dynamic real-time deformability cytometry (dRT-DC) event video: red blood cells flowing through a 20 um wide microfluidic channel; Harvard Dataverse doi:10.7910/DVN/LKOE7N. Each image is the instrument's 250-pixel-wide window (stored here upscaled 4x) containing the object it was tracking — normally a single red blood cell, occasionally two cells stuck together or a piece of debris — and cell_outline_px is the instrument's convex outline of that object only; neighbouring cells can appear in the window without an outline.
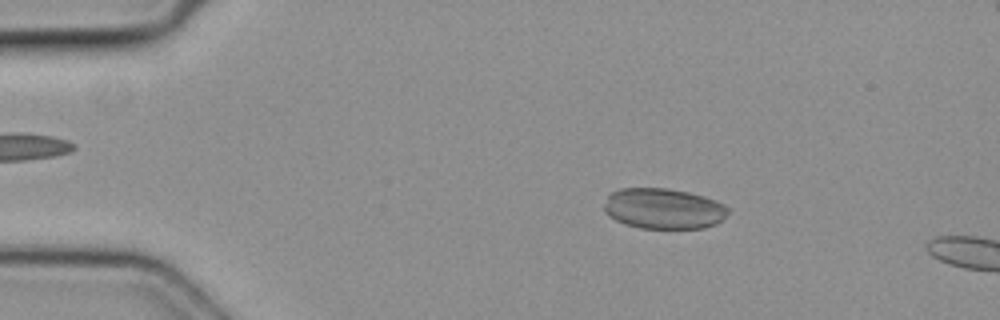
{"species": "common noctule bat (a hibernating species)", "species_latin": "Nyctalus noctula", "temperature_condition": "cold", "stored_images_in_passage": 5, "camera_frame_rate_fps": 3000, "um_per_image_px": 0.085, "animal": {"sex": "female", "body_mass_g": 19.3, "forearm_length_mm": 54.1}, "frame": {"image": 1, "passage_image": 3, "time_ms": 0.667, "image_size_px": [1000, 320], "cell_outline_px": [[728, 212], [716, 224], [704, 228], [640, 228], [624, 224], [608, 216], [604, 212], [604, 204], [608, 196], [612, 192], [620, 188], [668, 188], [688, 192], [704, 196], [716, 200], [724, 204], [728, 208]], "centroid_in_image_um": [56.38, 17.73], "position_along_channel_um": 28.6, "area_um2": 29.42}}